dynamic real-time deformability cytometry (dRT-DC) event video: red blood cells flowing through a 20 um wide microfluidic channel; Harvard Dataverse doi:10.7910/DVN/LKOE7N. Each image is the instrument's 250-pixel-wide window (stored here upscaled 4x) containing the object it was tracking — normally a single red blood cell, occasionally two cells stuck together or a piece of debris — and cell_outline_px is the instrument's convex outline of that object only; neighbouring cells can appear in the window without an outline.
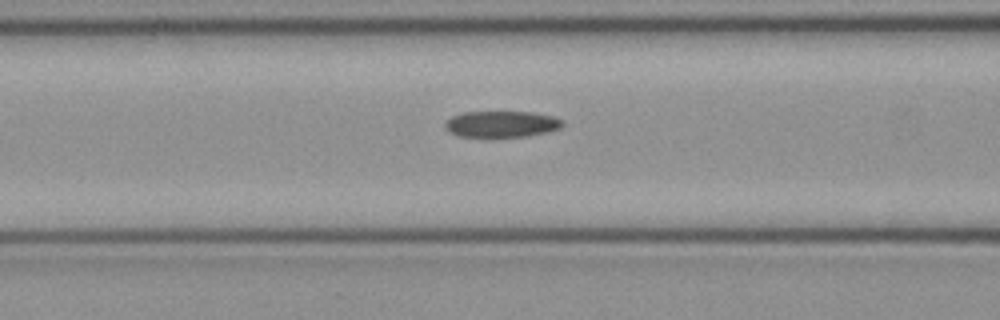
{"species": "common noctule bat (a hibernating species)", "species_latin": "Nyctalus noctula", "temperature_condition": "cold", "stored_images_in_passage": 35, "camera_frame_rate_fps": 3000, "um_per_image_px": 0.085, "animal": {"sex": "female", "body_mass_g": 21.9}, "frame": {"image": 1, "passage_image": 8, "time_ms": 2.333, "image_size_px": [1000, 320], "cell_outline_px": [[564, 124], [560, 128], [548, 132], [524, 136], [492, 140], [484, 140], [456, 136], [448, 132], [444, 128], [444, 124], [452, 116], [464, 112], [532, 112], [552, 116], [560, 120]], "centroid_in_image_um": [42.53, 10.61], "position_along_channel_um": 124.1, "area_um2": 18.9}}
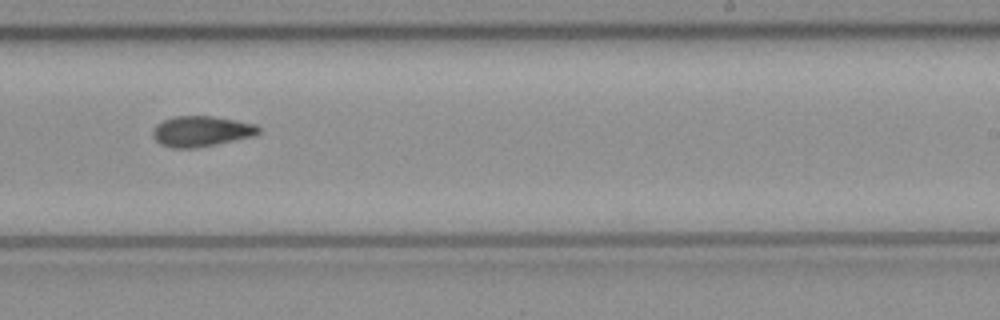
{"frame": {"image": 2, "passage_image": 19, "time_ms": 6.0, "image_size_px": [1000, 320], "cell_outline_px": [[260, 132], [256, 136], [196, 148], [172, 148], [160, 144], [152, 136], [152, 128], [156, 124], [172, 116], [212, 116], [256, 124], [260, 128]], "centroid_in_image_um": [17.1, 11.16], "position_along_channel_um": 271.9, "area_um2": 19.02}}
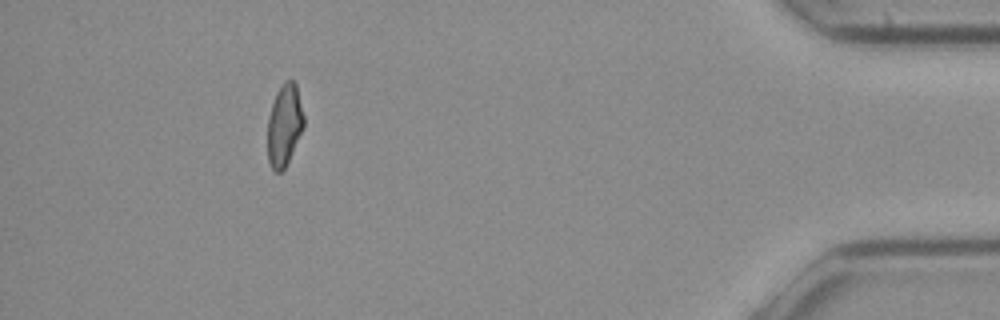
{"frame": {"image": 3, "passage_image": 34, "time_ms": 11.0, "image_size_px": [1000, 320], "cell_outline_px": [[304, 128], [284, 168], [280, 172], [272, 172], [268, 160], [268, 116], [276, 92], [284, 80], [292, 80], [296, 84], [304, 116]], "centroid_in_image_um": [24.17, 10.63], "position_along_channel_um": 411.0, "area_um2": 17.28}}